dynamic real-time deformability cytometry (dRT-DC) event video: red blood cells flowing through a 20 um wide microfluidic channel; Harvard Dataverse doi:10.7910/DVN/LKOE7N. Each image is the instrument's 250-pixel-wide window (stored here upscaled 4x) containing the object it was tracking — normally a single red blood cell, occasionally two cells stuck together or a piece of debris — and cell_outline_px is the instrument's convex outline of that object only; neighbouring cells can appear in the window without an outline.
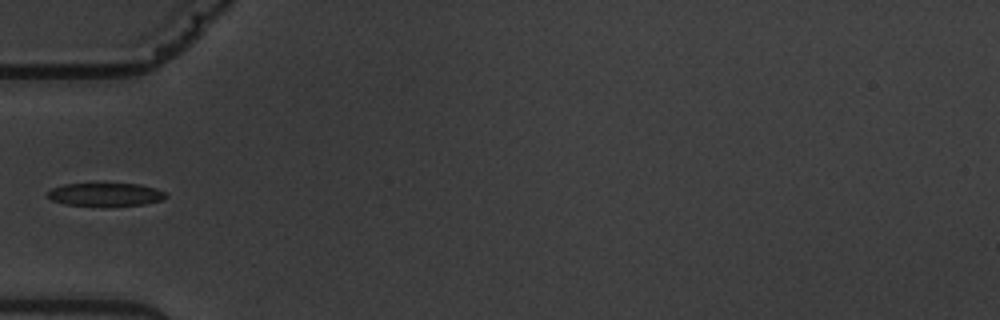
{"species": "common noctule bat (a hibernating species)", "species_latin": "Nyctalus noctula", "temperature_condition": "warm", "stored_images_in_passage": 6, "camera_frame_rate_fps": 3000, "um_per_image_px": 0.085, "animal": {"sex": "male", "body_mass_g": 19.5, "forearm_length_mm": 54.6}, "frame": {"image": 1, "passage_image": 6, "time_ms": 6.333, "image_size_px": [1000, 320], "cell_outline_px": [[168, 196], [160, 200], [144, 204], [64, 204], [52, 200], [48, 196], [48, 192], [52, 188], [64, 184], [140, 184], [156, 188], [168, 192]], "centroid_in_image_um": [9.01, 16.5], "position_along_channel_um": 76.0, "area_um2": 15.32}}